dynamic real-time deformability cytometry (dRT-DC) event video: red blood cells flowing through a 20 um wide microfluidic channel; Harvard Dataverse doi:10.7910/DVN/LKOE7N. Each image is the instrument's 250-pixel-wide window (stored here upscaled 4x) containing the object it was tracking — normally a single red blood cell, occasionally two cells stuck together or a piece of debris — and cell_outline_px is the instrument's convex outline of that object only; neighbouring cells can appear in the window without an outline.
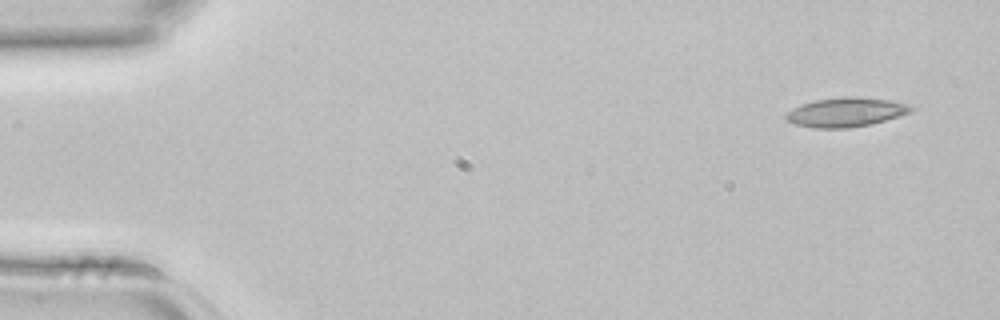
{"species": "common noctule bat (a hibernating species)", "species_latin": "Nyctalus noctula", "temperature_condition": "room temperature", "stored_images_in_passage": 3, "camera_frame_rate_fps": 3000, "um_per_image_px": 0.085, "animal": {"sex": "female", "body_mass_g": 22.7, "forearm_length_mm": 54.2}, "frame": {"image": 1, "passage_image": 1, "time_ms": 0.0, "image_size_px": [1000, 320], "cell_outline_px": [[916, 108], [912, 112], [900, 116], [872, 124], [848, 128], [816, 128], [792, 124], [784, 116], [792, 108], [800, 104], [816, 100], [844, 96], [860, 96], [888, 100], [912, 104]], "centroid_in_image_um": [71.95, 9.53], "position_along_channel_um": 13.1, "area_um2": 21.68}}
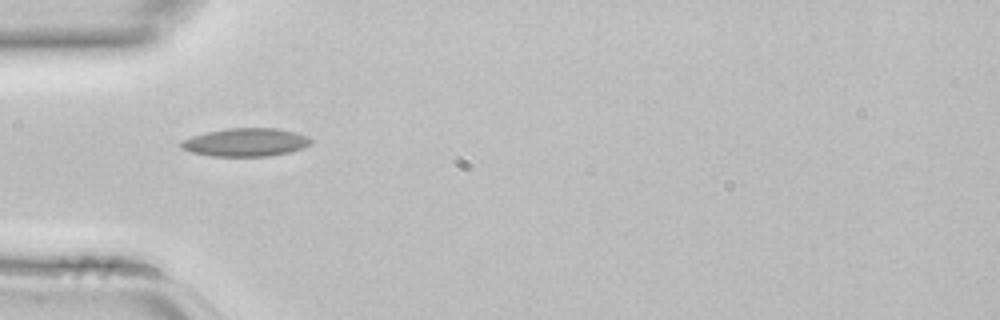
{"frame": {"image": 2, "passage_image": 3, "time_ms": 0.667, "image_size_px": [1000, 320], "cell_outline_px": [[312, 144], [304, 148], [292, 152], [268, 156], [212, 156], [192, 152], [180, 148], [180, 140], [192, 136], [208, 132], [228, 128], [276, 128], [296, 132], [308, 136], [312, 140]], "centroid_in_image_um": [20.92, 12.09], "position_along_channel_um": 64.1, "area_um2": 21.5}}